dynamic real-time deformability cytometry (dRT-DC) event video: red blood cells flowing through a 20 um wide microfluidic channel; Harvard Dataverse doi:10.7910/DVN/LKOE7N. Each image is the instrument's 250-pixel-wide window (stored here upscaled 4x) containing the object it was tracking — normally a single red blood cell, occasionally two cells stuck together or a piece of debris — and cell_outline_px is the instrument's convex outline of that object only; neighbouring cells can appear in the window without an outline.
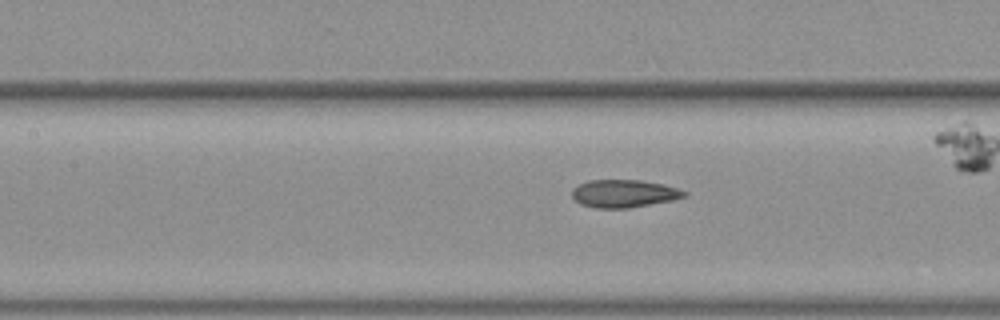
{"species": "common noctule bat (a hibernating species)", "species_latin": "Nyctalus noctula", "temperature_condition": "warm", "stored_images_in_passage": 32, "camera_frame_rate_fps": 3000, "um_per_image_px": 0.085, "animal": {"sex": "female", "body_mass_g": 19.3, "forearm_length_mm": 54.1}, "frame": {"image": 1, "passage_image": 10, "time_ms": 3.0, "image_size_px": [1000, 320], "cell_outline_px": [[688, 196], [672, 200], [628, 208], [596, 208], [580, 204], [572, 196], [572, 188], [588, 180], [640, 180], [660, 184], [676, 188], [688, 192]], "centroid_in_image_um": [53.02, 16.45], "position_along_channel_um": 154.4, "area_um2": 18.03}}
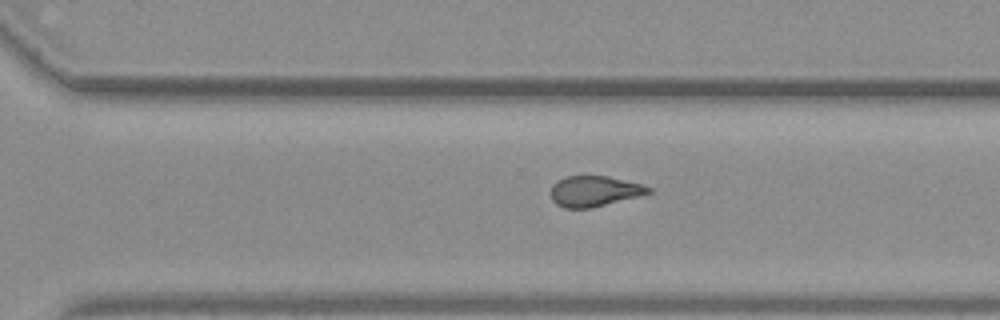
{"frame": {"image": 2, "passage_image": 23, "time_ms": 7.333, "image_size_px": [1000, 320], "cell_outline_px": [[652, 192], [592, 208], [564, 208], [556, 204], [552, 200], [552, 184], [556, 180], [568, 176], [608, 176], [640, 184], [652, 188]], "centroid_in_image_um": [50.49, 16.25], "position_along_channel_um": 320.1, "area_um2": 17.22}}
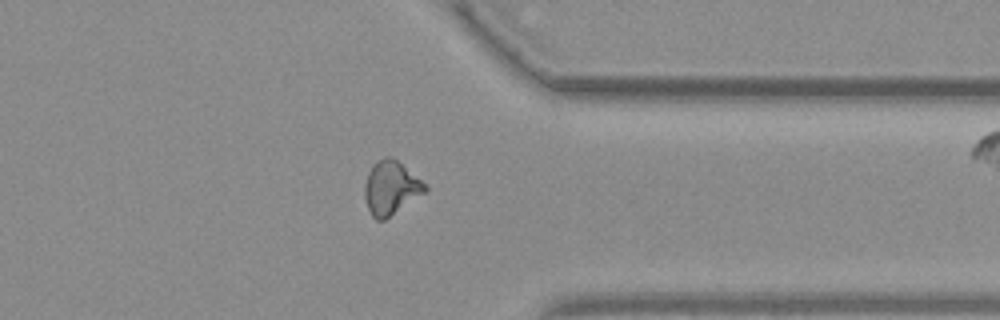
{"frame": {"image": 3, "passage_image": 28, "time_ms": 9.0, "image_size_px": [1000, 320], "cell_outline_px": [[428, 192], [384, 220], [376, 220], [372, 216], [368, 208], [364, 196], [364, 184], [368, 172], [372, 164], [376, 160], [384, 156], [392, 156], [420, 180], [428, 188]], "centroid_in_image_um": [33.21, 15.97], "position_along_channel_um": 378.2, "area_um2": 19.02}, "authors_computed_cell_mechanics": {"area_um2": 18.0336, "velocity_mm_per_s": 3.8373, "shape_relaxation_time_tau1_ms": null, "shape_relaxation_time_tau2_ms": 2.1107, "deformation_change_tau1": null, "deformation_change_tau2": 0.0794}}